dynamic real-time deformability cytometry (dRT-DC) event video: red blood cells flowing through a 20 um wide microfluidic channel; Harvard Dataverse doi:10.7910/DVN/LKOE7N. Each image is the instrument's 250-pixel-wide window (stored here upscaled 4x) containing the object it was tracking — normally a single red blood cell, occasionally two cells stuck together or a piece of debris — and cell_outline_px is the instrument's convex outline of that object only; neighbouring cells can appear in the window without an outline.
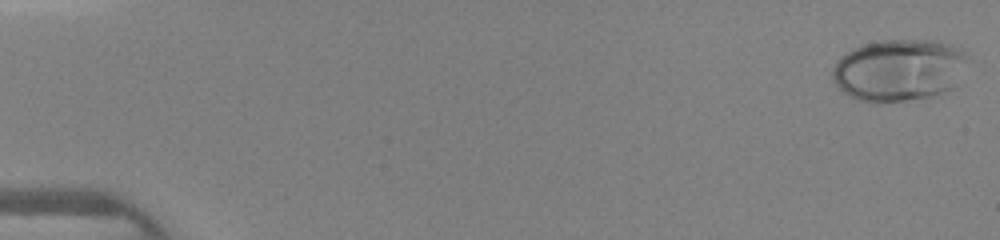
{"species": "human", "species_latin": "Homo sapiens", "temperature_condition": "warm", "stored_images_in_passage": 46, "camera_frame_rate_fps": 3000, "um_per_image_px": 0.085, "donor": {"sex": "female"}, "frame": {"image": 1, "passage_image": 1, "time_ms": 0.0, "image_size_px": [1000, 240], "cell_outline_px": [[964, 56], [952, 88], [928, 96], [880, 104], [876, 104], [860, 100], [848, 96], [836, 84], [832, 76], [832, 68], [848, 52], [864, 44], [888, 40], [928, 40], [944, 44], [956, 48], [964, 52]], "centroid_in_image_um": [76.29, 5.98], "position_along_channel_um": 8.7, "area_um2": 47.22}}
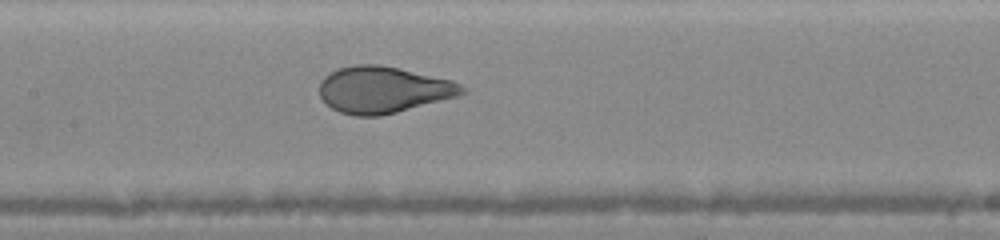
{"frame": {"image": 2, "passage_image": 23, "time_ms": 7.333, "image_size_px": [1000, 240], "cell_outline_px": [[468, 92], [460, 96], [380, 116], [356, 116], [340, 112], [332, 108], [320, 96], [320, 80], [324, 76], [340, 68], [356, 64], [380, 64], [400, 68], [452, 80], [468, 88]], "centroid_in_image_um": [32.62, 7.62], "position_along_channel_um": 174.8, "area_um2": 38.84}}
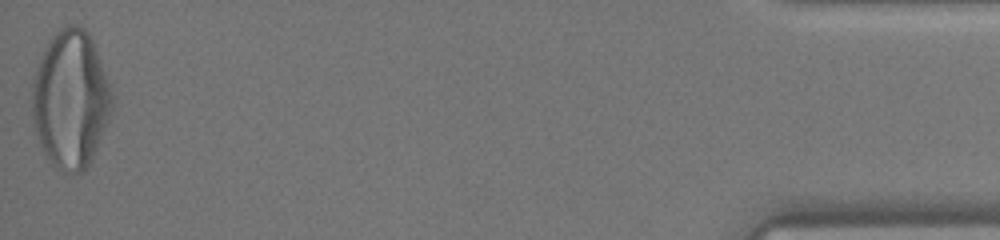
{"frame": {"image": 3, "passage_image": 46, "time_ms": 15.0, "image_size_px": [1000, 240], "cell_outline_px": [[112, 108], [108, 120], [92, 160], [80, 172], [64, 172], [44, 152], [40, 144], [32, 124], [32, 84], [36, 68], [48, 40], [60, 28], [68, 24], [76, 24], [84, 28], [88, 32], [92, 40], [112, 92]], "centroid_in_image_um": [5.99, 8.41], "position_along_channel_um": 429.2, "area_um2": 63.52}}